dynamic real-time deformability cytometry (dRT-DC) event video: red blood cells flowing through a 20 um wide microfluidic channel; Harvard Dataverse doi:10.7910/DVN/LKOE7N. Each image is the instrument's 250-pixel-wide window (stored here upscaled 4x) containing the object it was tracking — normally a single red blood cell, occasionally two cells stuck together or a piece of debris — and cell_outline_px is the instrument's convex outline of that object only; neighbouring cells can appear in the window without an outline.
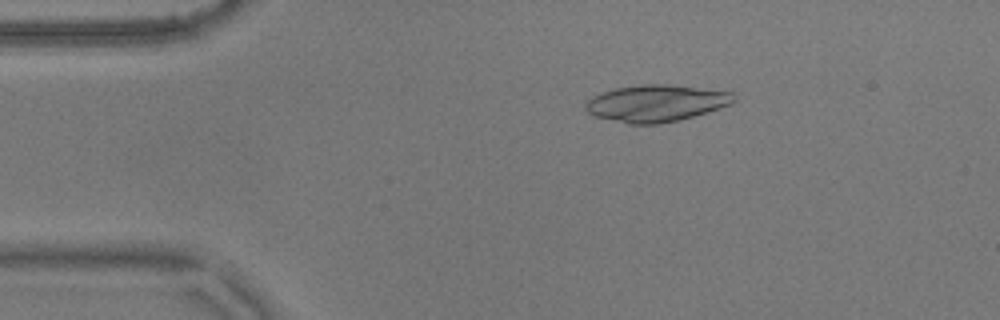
{"species": "common noctule bat (a hibernating species)", "species_latin": "Nyctalus noctula", "temperature_condition": "warm", "stored_images_in_passage": 54, "camera_frame_rate_fps": 3000, "um_per_image_px": 0.085, "animal": {"sex": "male", "body_mass_g": 17.9}, "frame": {"image": 1, "passage_image": 9, "time_ms": 2.667, "image_size_px": [1000, 320], "cell_outline_px": [[736, 100], [732, 104], [708, 112], [680, 120], [660, 124], [628, 124], [592, 116], [584, 108], [584, 104], [592, 96], [616, 88], [640, 84], [668, 84], [732, 92]], "centroid_in_image_um": [55.75, 8.78], "position_along_channel_um": 29.2, "area_um2": 32.02}}
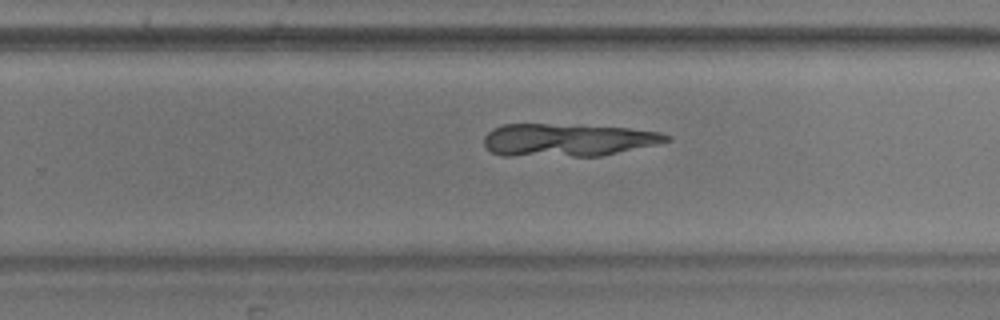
{"frame": {"image": 2, "passage_image": 34, "time_ms": 11.0, "image_size_px": [1000, 320], "cell_outline_px": [[672, 140], [656, 144], [600, 156], [504, 156], [492, 152], [484, 144], [484, 136], [492, 128], [504, 124], [548, 124], [628, 128], [660, 132], [672, 136]], "centroid_in_image_um": [48.23, 11.9], "position_along_channel_um": 281.6, "area_um2": 34.74}}